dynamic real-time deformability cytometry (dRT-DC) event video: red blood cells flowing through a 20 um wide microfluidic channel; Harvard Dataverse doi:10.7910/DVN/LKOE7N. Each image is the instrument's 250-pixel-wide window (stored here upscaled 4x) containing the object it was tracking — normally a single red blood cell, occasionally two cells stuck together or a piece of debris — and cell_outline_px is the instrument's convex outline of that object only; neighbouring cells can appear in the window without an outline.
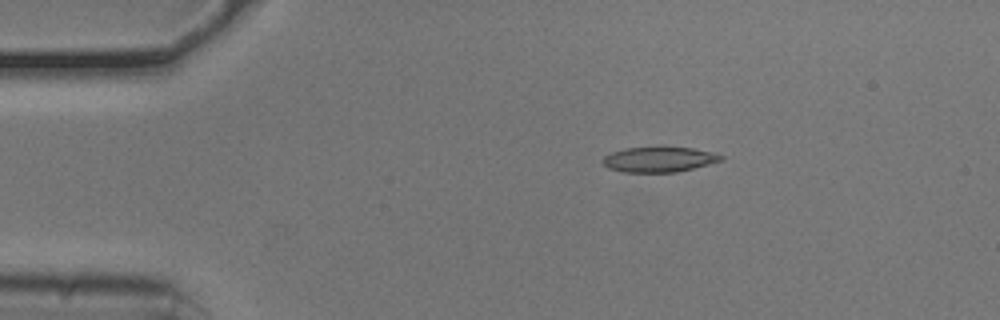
{"species": "common noctule bat (a hibernating species)", "species_latin": "Nyctalus noctula", "temperature_condition": "cold", "stored_images_in_passage": 45, "camera_frame_rate_fps": 3000, "um_per_image_px": 0.085, "animal": {"sex": "male", "body_mass_g": 20.5, "forearm_length_mm": 52.5}, "frame": {"image": 1, "passage_image": 1, "time_ms": 0.0, "image_size_px": [1000, 320], "cell_outline_px": [[724, 160], [676, 172], [624, 172], [608, 168], [604, 164], [604, 156], [612, 152], [624, 148], [660, 144], [692, 148], [712, 152], [724, 156]], "centroid_in_image_um": [56.03, 13.5], "position_along_channel_um": 29.0, "area_um2": 17.98}}
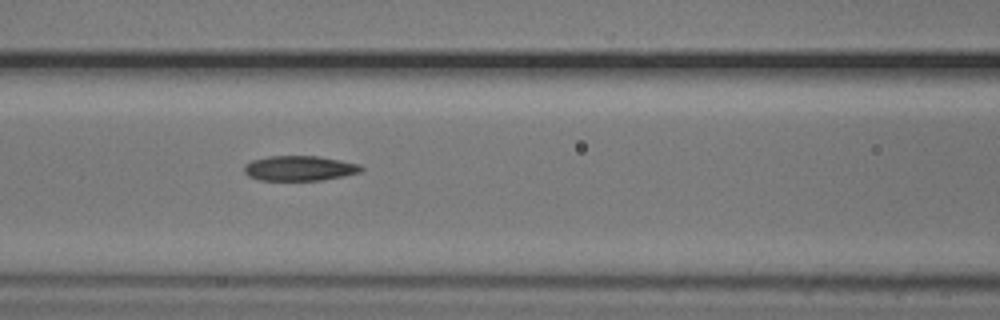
{"frame": {"image": 2, "passage_image": 14, "time_ms": 4.333, "image_size_px": [1000, 320], "cell_outline_px": [[364, 168], [360, 172], [344, 176], [320, 180], [260, 180], [248, 176], [244, 172], [244, 164], [252, 160], [268, 156], [320, 156], [360, 164]], "centroid_in_image_um": [25.45, 14.3], "position_along_channel_um": 141.1, "area_um2": 17.11}}
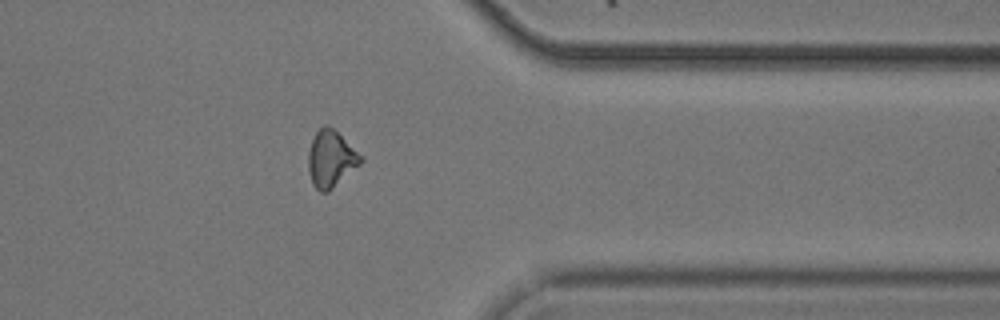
{"frame": {"image": 3, "passage_image": 34, "time_ms": 11.0, "image_size_px": [1000, 320], "cell_outline_px": [[364, 160], [360, 164], [328, 192], [320, 192], [312, 184], [308, 168], [308, 152], [312, 140], [316, 132], [324, 124], [328, 124], [364, 156]], "centroid_in_image_um": [28.13, 13.49], "position_along_channel_um": 383.3, "area_um2": 17.34}, "authors_computed_cell_mechanics": {"area_um2": 17.2822, "velocity_mm_per_s": 3.7982, "shape_relaxation_time_tau1_ms": null, "shape_relaxation_time_tau2_ms": 7.5565, "deformation_change_tau1": null, "deformation_change_tau2": 0.1704}}